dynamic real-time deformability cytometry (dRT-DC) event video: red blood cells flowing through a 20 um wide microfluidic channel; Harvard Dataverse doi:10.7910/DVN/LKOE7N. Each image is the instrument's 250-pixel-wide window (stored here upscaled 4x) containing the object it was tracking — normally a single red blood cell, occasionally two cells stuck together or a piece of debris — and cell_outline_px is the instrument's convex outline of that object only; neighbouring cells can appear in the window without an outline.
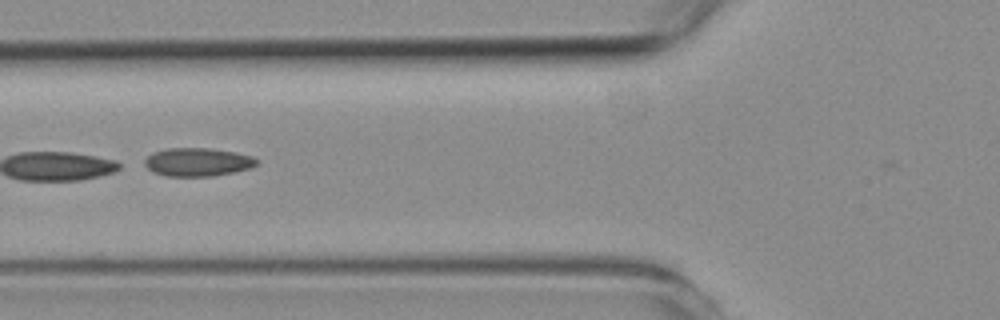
{"species": "common noctule bat (a hibernating species)", "species_latin": "Nyctalus noctula", "temperature_condition": "room temperature", "stored_images_in_passage": 5, "camera_frame_rate_fps": 3000, "um_per_image_px": 0.085, "animal": {"sex": "female", "body_mass_g": 19.3, "forearm_length_mm": 54.1}, "frame": {"image": 1, "passage_image": 2, "time_ms": 1.333, "image_size_px": [1000, 320], "cell_outline_px": [[256, 164], [252, 168], [236, 172], [212, 176], [164, 176], [152, 172], [144, 164], [144, 160], [152, 152], [168, 148], [208, 148], [236, 152], [252, 156], [256, 160]], "centroid_in_image_um": [16.78, 13.78], "position_along_channel_um": 109.0, "area_um2": 18.61}}
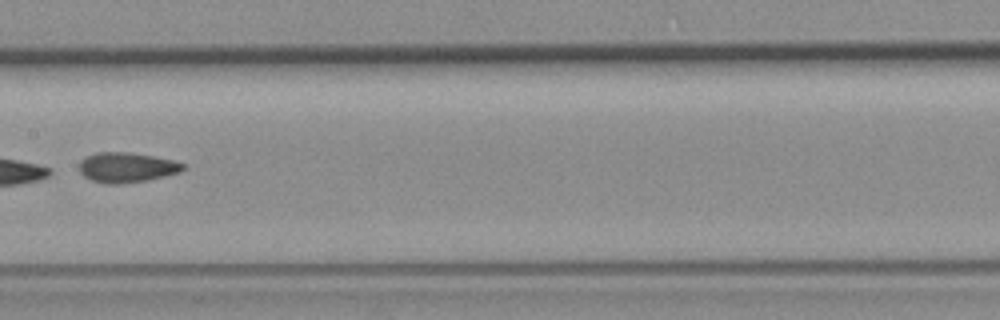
{"frame": {"image": 2, "passage_image": 4, "time_ms": 3.667, "image_size_px": [1000, 320], "cell_outline_px": [[188, 168], [180, 172], [148, 180], [120, 184], [104, 184], [92, 180], [84, 176], [80, 172], [80, 160], [96, 152], [128, 152], [152, 156], [172, 160], [184, 164]], "centroid_in_image_um": [10.78, 14.24], "position_along_channel_um": 196.6, "area_um2": 18.15}}
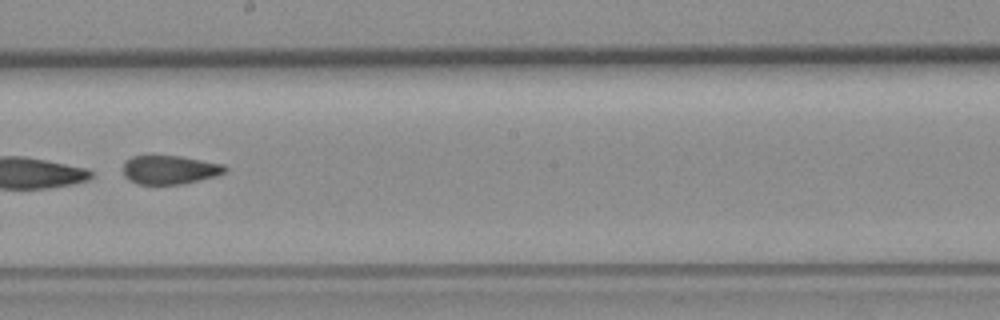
{"frame": {"image": 3, "passage_image": 5, "time_ms": 4.667, "image_size_px": [1000, 320], "cell_outline_px": [[228, 168], [224, 172], [216, 176], [184, 184], [136, 184], [128, 180], [124, 176], [124, 160], [132, 156], [180, 156], [224, 164]], "centroid_in_image_um": [14.41, 14.43], "position_along_channel_um": 233.8, "area_um2": 17.17}}